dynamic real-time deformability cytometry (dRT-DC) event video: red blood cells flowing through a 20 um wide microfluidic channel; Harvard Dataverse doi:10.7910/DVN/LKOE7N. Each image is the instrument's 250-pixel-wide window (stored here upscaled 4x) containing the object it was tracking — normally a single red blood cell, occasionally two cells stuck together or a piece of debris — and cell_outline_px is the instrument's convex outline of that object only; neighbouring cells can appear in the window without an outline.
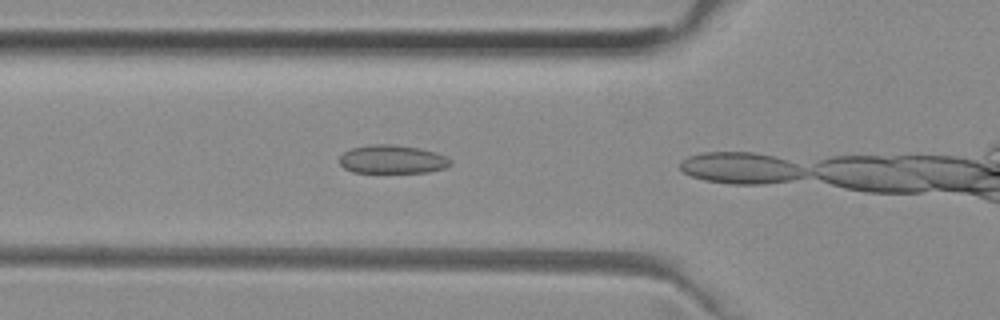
{"species": "common noctule bat (a hibernating species)", "species_latin": "Nyctalus noctula", "temperature_condition": "room temperature", "stored_images_in_passage": 4, "camera_frame_rate_fps": 3000, "um_per_image_px": 0.085, "animal": {"sex": "female", "body_mass_g": 29.2, "forearm_length_mm": 56.3}, "frame": {"image": 1, "passage_image": 3, "time_ms": 0.667, "image_size_px": [1000, 320], "cell_outline_px": [[452, 164], [444, 168], [428, 172], [352, 172], [344, 168], [340, 164], [340, 156], [344, 152], [352, 148], [372, 144], [392, 144], [420, 148], [436, 152], [448, 156], [452, 160]], "centroid_in_image_um": [33.38, 13.54], "position_along_channel_um": 92.4, "area_um2": 18.5}}